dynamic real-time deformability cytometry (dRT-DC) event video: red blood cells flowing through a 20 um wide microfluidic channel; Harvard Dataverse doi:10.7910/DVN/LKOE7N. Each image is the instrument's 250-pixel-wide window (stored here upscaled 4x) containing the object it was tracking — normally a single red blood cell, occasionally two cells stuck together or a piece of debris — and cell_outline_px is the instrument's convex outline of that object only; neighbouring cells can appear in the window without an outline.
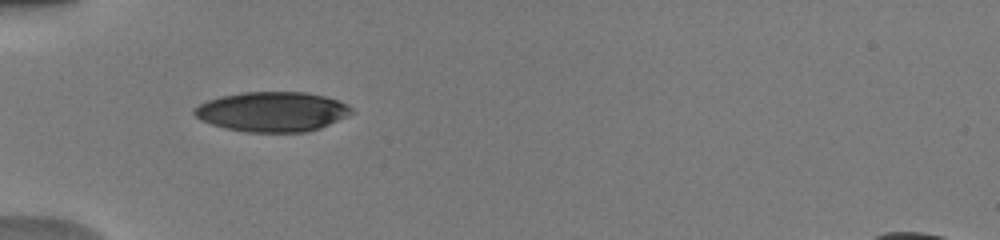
{"species": "human", "species_latin": "Homo sapiens", "temperature_condition": "warm", "stored_images_in_passage": 20, "camera_frame_rate_fps": 3000, "um_per_image_px": 0.085, "donor": {"sex": "male"}, "frame": {"image": 1, "passage_image": 1, "time_ms": 0.0, "image_size_px": [1000, 240], "cell_outline_px": [[356, 112], [348, 116], [320, 128], [308, 132], [248, 132], [224, 128], [200, 120], [192, 112], [192, 108], [208, 100], [220, 96], [244, 92], [308, 92], [340, 100], [348, 104]], "centroid_in_image_um": [23.17, 9.49], "position_along_channel_um": 61.8, "area_um2": 36.82}}
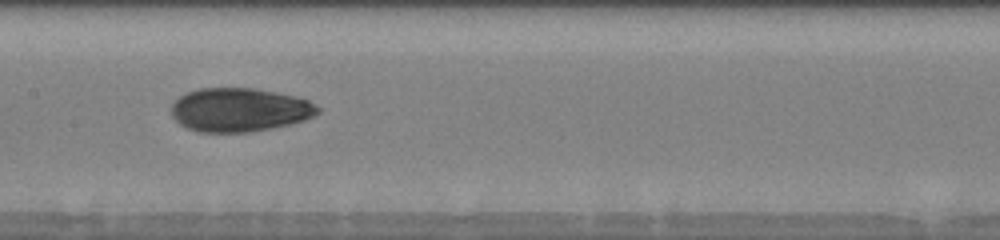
{"frame": {"image": 2, "passage_image": 7, "time_ms": 3.333, "image_size_px": [1000, 240], "cell_outline_px": [[320, 112], [304, 120], [272, 128], [248, 132], [200, 132], [188, 128], [180, 124], [172, 116], [172, 104], [180, 96], [188, 92], [200, 88], [256, 88], [296, 96], [308, 100], [316, 104], [320, 108]], "centroid_in_image_um": [20.37, 9.33], "position_along_channel_um": 187.0, "area_um2": 37.22}}
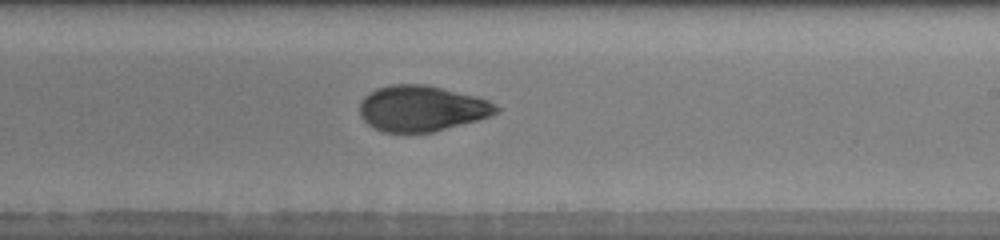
{"frame": {"image": 3, "passage_image": 10, "time_ms": 5.0, "image_size_px": [1000, 240], "cell_outline_px": [[500, 108], [496, 112], [488, 116], [476, 120], [432, 132], [384, 132], [372, 128], [360, 116], [360, 100], [368, 92], [376, 88], [392, 84], [424, 84], [476, 96], [488, 100]], "centroid_in_image_um": [35.78, 9.21], "position_along_channel_um": 253.2, "area_um2": 36.24}, "authors_computed_cell_mechanics": {"area_um2": 37.3099, "velocity_mm_per_s": 3.975, "shape_relaxation_time_tau1_ms": 5.7287, "shape_relaxation_time_tau2_ms": 2.5046, "deformation_change_tau1": 0.1829, "deformation_change_tau2": 0.0693}}